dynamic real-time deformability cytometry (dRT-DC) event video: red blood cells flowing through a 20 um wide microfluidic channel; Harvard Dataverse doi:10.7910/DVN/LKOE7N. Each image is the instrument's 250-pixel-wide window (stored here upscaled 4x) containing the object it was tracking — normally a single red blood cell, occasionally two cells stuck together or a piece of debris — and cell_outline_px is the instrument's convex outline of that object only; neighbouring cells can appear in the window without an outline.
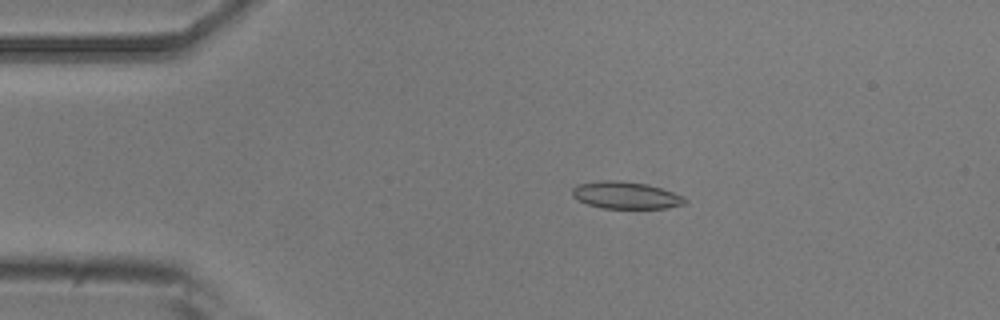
{"species": "common noctule bat (a hibernating species)", "species_latin": "Nyctalus noctula", "temperature_condition": "room temperature", "stored_images_in_passage": 42, "camera_frame_rate_fps": 3000, "um_per_image_px": 0.085, "animal": {"sex": "male", "body_mass_g": 20.5, "forearm_length_mm": 52.5}, "frame": {"image": 1, "passage_image": 8, "time_ms": 2.333, "image_size_px": [1000, 320], "cell_outline_px": [[688, 200], [684, 204], [668, 208], [600, 208], [588, 204], [572, 196], [572, 188], [576, 184], [600, 180], [620, 180], [648, 184], [684, 196]], "centroid_in_image_um": [53.19, 16.58], "position_along_channel_um": 31.8, "area_um2": 17.92}}
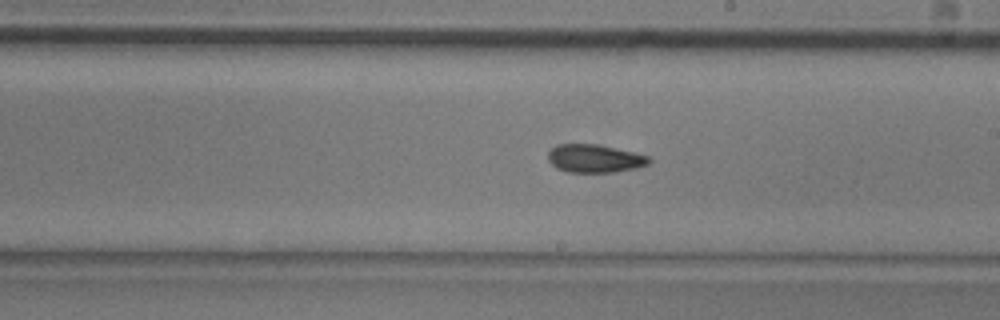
{"frame": {"image": 2, "passage_image": 27, "time_ms": 8.667, "image_size_px": [1000, 320], "cell_outline_px": [[652, 160], [648, 164], [636, 168], [616, 172], [568, 172], [556, 168], [548, 160], [548, 152], [556, 144], [596, 144], [636, 152], [648, 156]], "centroid_in_image_um": [50.55, 13.47], "position_along_channel_um": 238.4, "area_um2": 16.65}}
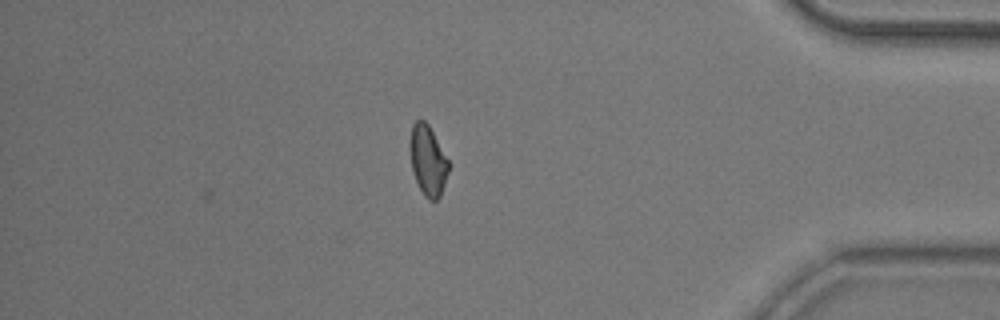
{"frame": {"image": 3, "passage_image": 42, "time_ms": 13.667, "image_size_px": [1000, 320], "cell_outline_px": [[448, 172], [440, 196], [436, 200], [428, 200], [424, 196], [412, 172], [412, 124], [416, 120], [424, 120], [428, 124], [448, 160]], "centroid_in_image_um": [36.39, 13.68], "position_along_channel_um": 398.8, "area_um2": 15.09}, "authors_computed_cell_mechanics": {"area_um2": 17.1088, "velocity_mm_per_s": 3.9294, "shape_relaxation_time_tau1_ms": null, "shape_relaxation_time_tau2_ms": 3.8366, "deformation_change_tau1": null, "deformation_change_tau2": 0.0957}}